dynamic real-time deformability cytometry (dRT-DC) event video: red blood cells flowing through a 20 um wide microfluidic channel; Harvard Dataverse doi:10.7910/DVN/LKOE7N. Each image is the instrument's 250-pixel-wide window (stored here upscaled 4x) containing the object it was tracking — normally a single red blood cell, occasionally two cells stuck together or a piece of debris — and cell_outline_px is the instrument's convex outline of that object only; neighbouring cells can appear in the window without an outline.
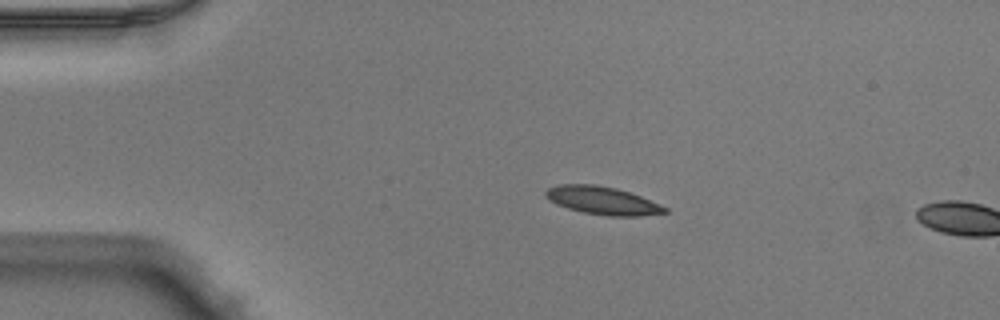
{"species": "Egyptian fruit bat (a non-hibernating species)", "species_latin": "Rousettus aegyptiacus", "temperature_condition": "warm", "stored_images_in_passage": 4, "camera_frame_rate_fps": 3000, "um_per_image_px": 0.085, "animal": {"sex": "male"}, "frame": {"image": 1, "passage_image": 1, "time_ms": 0.0, "image_size_px": [1000, 320], "cell_outline_px": [[668, 212], [640, 216], [608, 216], [584, 212], [568, 208], [556, 204], [548, 200], [544, 196], [544, 192], [548, 188], [560, 184], [596, 184], [616, 188], [640, 196], [660, 204], [668, 208]], "centroid_in_image_um": [51.19, 17.04], "position_along_channel_um": 33.8, "area_um2": 19.42}}